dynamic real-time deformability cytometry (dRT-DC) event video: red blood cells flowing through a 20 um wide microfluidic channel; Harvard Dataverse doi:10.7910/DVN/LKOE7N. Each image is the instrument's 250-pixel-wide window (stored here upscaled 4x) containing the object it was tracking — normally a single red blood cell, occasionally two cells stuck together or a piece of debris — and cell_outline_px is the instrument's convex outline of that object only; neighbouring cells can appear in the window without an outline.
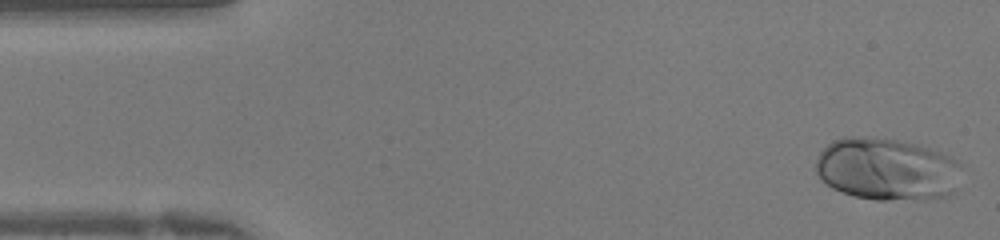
{"species": "human", "species_latin": "Homo sapiens", "temperature_condition": "warm", "stored_images_in_passage": 41, "camera_frame_rate_fps": 3000, "um_per_image_px": 0.085, "donor": {"sex": "female"}, "frame": {"image": 1, "passage_image": 1, "time_ms": 0.0, "image_size_px": [1000, 240], "cell_outline_px": [[956, 192], [948, 196], [888, 200], [880, 200], [856, 196], [832, 188], [820, 180], [816, 172], [816, 164], [820, 152], [832, 140], [844, 136], [864, 136], [896, 140], [916, 144], [952, 156], [956, 160]], "centroid_in_image_um": [75.31, 14.36], "position_along_channel_um": 9.7, "area_um2": 52.42}}
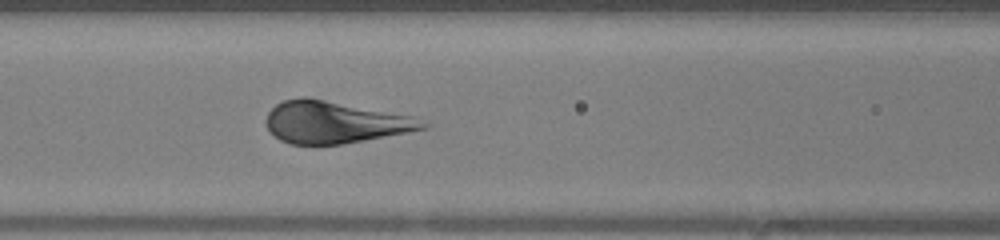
{"frame": {"image": 2, "passage_image": 16, "time_ms": 5.0, "image_size_px": [1000, 240], "cell_outline_px": [[432, 124], [428, 128], [408, 132], [364, 140], [340, 144], [288, 144], [280, 140], [268, 128], [264, 120], [268, 112], [276, 104], [284, 100], [300, 96], [304, 96], [412, 116]], "centroid_in_image_um": [28.44, 10.38], "position_along_channel_um": 138.2, "area_um2": 38.15}}
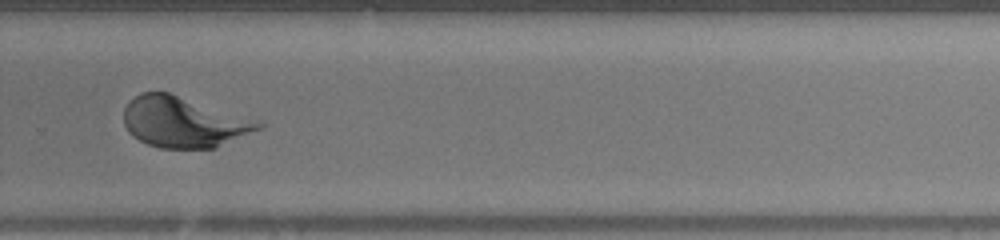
{"frame": {"image": 3, "passage_image": 27, "time_ms": 8.667, "image_size_px": [1000, 240], "cell_outline_px": [[264, 124], [260, 128], [216, 148], [160, 148], [148, 144], [132, 136], [128, 132], [124, 124], [124, 108], [128, 100], [140, 92], [168, 92], [264, 120]], "centroid_in_image_um": [15.63, 10.36], "position_along_channel_um": 314.2, "area_um2": 40.34}}